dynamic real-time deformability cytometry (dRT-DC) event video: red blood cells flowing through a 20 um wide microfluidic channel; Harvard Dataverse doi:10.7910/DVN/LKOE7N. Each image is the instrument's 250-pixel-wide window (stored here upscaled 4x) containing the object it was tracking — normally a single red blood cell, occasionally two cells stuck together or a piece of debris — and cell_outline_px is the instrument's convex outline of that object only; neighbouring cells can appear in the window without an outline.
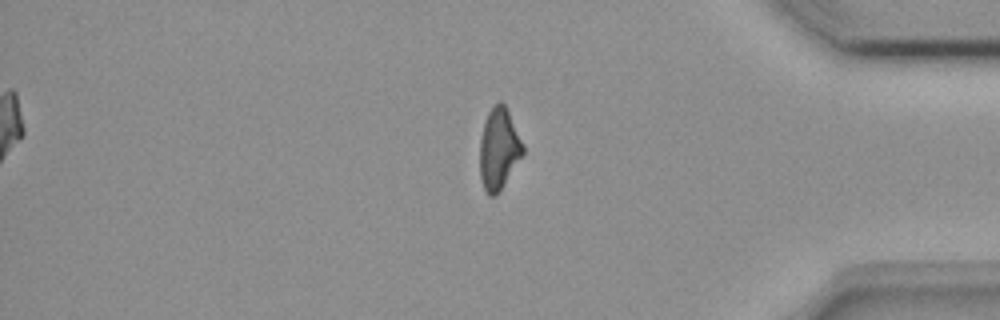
{"species": "common noctule bat (a hibernating species)", "species_latin": "Nyctalus noctula", "temperature_condition": "room temperature", "stored_images_in_passage": 11, "segment_of_instrument_passage": [2, 2], "camera_frame_rate_fps": 3000, "um_per_image_px": 0.085, "animal": {"sex": "female", "body_mass_g": 18.4}, "frame": {"image": 1, "passage_image": 11, "time_ms": 3.333, "image_size_px": [1000, 320], "cell_outline_px": [[524, 152], [496, 196], [488, 196], [480, 180], [480, 140], [484, 124], [488, 112], [492, 104], [500, 100], [504, 104], [524, 144]], "centroid_in_image_um": [42.39, 12.64], "position_along_channel_um": 392.8, "area_um2": 20.29}}